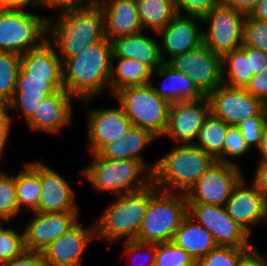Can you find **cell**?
<instances>
[{"instance_id":"1","label":"cell","mask_w":267,"mask_h":266,"mask_svg":"<svg viewBox=\"0 0 267 266\" xmlns=\"http://www.w3.org/2000/svg\"><path fill=\"white\" fill-rule=\"evenodd\" d=\"M113 45L107 37L81 53L62 60L63 88L85 107L97 94L109 91Z\"/></svg>"},{"instance_id":"2","label":"cell","mask_w":267,"mask_h":266,"mask_svg":"<svg viewBox=\"0 0 267 266\" xmlns=\"http://www.w3.org/2000/svg\"><path fill=\"white\" fill-rule=\"evenodd\" d=\"M47 40L54 44L60 59L81 53L105 38L104 18L95 1L79 9L59 12L47 19ZM52 41V42H51Z\"/></svg>"},{"instance_id":"3","label":"cell","mask_w":267,"mask_h":266,"mask_svg":"<svg viewBox=\"0 0 267 266\" xmlns=\"http://www.w3.org/2000/svg\"><path fill=\"white\" fill-rule=\"evenodd\" d=\"M175 145L156 161L152 183L162 191L186 194L217 161L194 143Z\"/></svg>"},{"instance_id":"4","label":"cell","mask_w":267,"mask_h":266,"mask_svg":"<svg viewBox=\"0 0 267 266\" xmlns=\"http://www.w3.org/2000/svg\"><path fill=\"white\" fill-rule=\"evenodd\" d=\"M150 199L151 184L142 190L116 196L94 221L96 239L106 241L109 247L124 238V241L136 240Z\"/></svg>"},{"instance_id":"5","label":"cell","mask_w":267,"mask_h":266,"mask_svg":"<svg viewBox=\"0 0 267 266\" xmlns=\"http://www.w3.org/2000/svg\"><path fill=\"white\" fill-rule=\"evenodd\" d=\"M92 155L91 165L82 169L81 174L97 192H112L119 196L142 190L152 183V172L141 161Z\"/></svg>"},{"instance_id":"6","label":"cell","mask_w":267,"mask_h":266,"mask_svg":"<svg viewBox=\"0 0 267 266\" xmlns=\"http://www.w3.org/2000/svg\"><path fill=\"white\" fill-rule=\"evenodd\" d=\"M187 215L185 194L162 191L151 183V199L136 241L154 244L172 241L175 231Z\"/></svg>"},{"instance_id":"7","label":"cell","mask_w":267,"mask_h":266,"mask_svg":"<svg viewBox=\"0 0 267 266\" xmlns=\"http://www.w3.org/2000/svg\"><path fill=\"white\" fill-rule=\"evenodd\" d=\"M133 126L149 130L157 138L164 135L170 103L161 98L151 84L129 86L114 95Z\"/></svg>"},{"instance_id":"8","label":"cell","mask_w":267,"mask_h":266,"mask_svg":"<svg viewBox=\"0 0 267 266\" xmlns=\"http://www.w3.org/2000/svg\"><path fill=\"white\" fill-rule=\"evenodd\" d=\"M23 7L0 6V52L22 55L47 40V19Z\"/></svg>"},{"instance_id":"9","label":"cell","mask_w":267,"mask_h":266,"mask_svg":"<svg viewBox=\"0 0 267 266\" xmlns=\"http://www.w3.org/2000/svg\"><path fill=\"white\" fill-rule=\"evenodd\" d=\"M245 17V14L221 1L202 18V24H208L203 30V44L221 56L240 48Z\"/></svg>"},{"instance_id":"10","label":"cell","mask_w":267,"mask_h":266,"mask_svg":"<svg viewBox=\"0 0 267 266\" xmlns=\"http://www.w3.org/2000/svg\"><path fill=\"white\" fill-rule=\"evenodd\" d=\"M242 172L240 166L217 161L185 194L187 204L225 206L233 189L244 177Z\"/></svg>"},{"instance_id":"11","label":"cell","mask_w":267,"mask_h":266,"mask_svg":"<svg viewBox=\"0 0 267 266\" xmlns=\"http://www.w3.org/2000/svg\"><path fill=\"white\" fill-rule=\"evenodd\" d=\"M166 63L174 70L188 75L198 90L208 96L222 85V58L202 44L200 47L172 57Z\"/></svg>"},{"instance_id":"12","label":"cell","mask_w":267,"mask_h":266,"mask_svg":"<svg viewBox=\"0 0 267 266\" xmlns=\"http://www.w3.org/2000/svg\"><path fill=\"white\" fill-rule=\"evenodd\" d=\"M188 216L211 233L217 246L255 248L250 234L228 215L225 206L188 204Z\"/></svg>"},{"instance_id":"13","label":"cell","mask_w":267,"mask_h":266,"mask_svg":"<svg viewBox=\"0 0 267 266\" xmlns=\"http://www.w3.org/2000/svg\"><path fill=\"white\" fill-rule=\"evenodd\" d=\"M211 113L229 125L237 126L252 116H257L266 105L245 88L220 85L208 96Z\"/></svg>"},{"instance_id":"14","label":"cell","mask_w":267,"mask_h":266,"mask_svg":"<svg viewBox=\"0 0 267 266\" xmlns=\"http://www.w3.org/2000/svg\"><path fill=\"white\" fill-rule=\"evenodd\" d=\"M210 113L211 105L207 96L171 103L164 135L171 137L176 144L194 143Z\"/></svg>"},{"instance_id":"15","label":"cell","mask_w":267,"mask_h":266,"mask_svg":"<svg viewBox=\"0 0 267 266\" xmlns=\"http://www.w3.org/2000/svg\"><path fill=\"white\" fill-rule=\"evenodd\" d=\"M24 227V244L28 251L42 252L77 222L79 212H39Z\"/></svg>"},{"instance_id":"16","label":"cell","mask_w":267,"mask_h":266,"mask_svg":"<svg viewBox=\"0 0 267 266\" xmlns=\"http://www.w3.org/2000/svg\"><path fill=\"white\" fill-rule=\"evenodd\" d=\"M202 18L177 14L162 30L156 34L160 36V55L163 62L165 56L170 59L200 47L203 44V29L199 27Z\"/></svg>"},{"instance_id":"17","label":"cell","mask_w":267,"mask_h":266,"mask_svg":"<svg viewBox=\"0 0 267 266\" xmlns=\"http://www.w3.org/2000/svg\"><path fill=\"white\" fill-rule=\"evenodd\" d=\"M87 118L91 154H96L105 144L121 139L132 126L120 105L89 110Z\"/></svg>"},{"instance_id":"18","label":"cell","mask_w":267,"mask_h":266,"mask_svg":"<svg viewBox=\"0 0 267 266\" xmlns=\"http://www.w3.org/2000/svg\"><path fill=\"white\" fill-rule=\"evenodd\" d=\"M93 239H96L95 223L88 228L76 223L50 243L42 254L48 266H80L82 256Z\"/></svg>"},{"instance_id":"19","label":"cell","mask_w":267,"mask_h":266,"mask_svg":"<svg viewBox=\"0 0 267 266\" xmlns=\"http://www.w3.org/2000/svg\"><path fill=\"white\" fill-rule=\"evenodd\" d=\"M243 177L225 204L228 215L251 235V225L267 222V201L252 183Z\"/></svg>"},{"instance_id":"20","label":"cell","mask_w":267,"mask_h":266,"mask_svg":"<svg viewBox=\"0 0 267 266\" xmlns=\"http://www.w3.org/2000/svg\"><path fill=\"white\" fill-rule=\"evenodd\" d=\"M74 97L65 89L47 96L38 107V111L27 123L31 131L60 133L61 128L69 126L72 121V100Z\"/></svg>"},{"instance_id":"21","label":"cell","mask_w":267,"mask_h":266,"mask_svg":"<svg viewBox=\"0 0 267 266\" xmlns=\"http://www.w3.org/2000/svg\"><path fill=\"white\" fill-rule=\"evenodd\" d=\"M39 212H78L74 189L65 178L40 162Z\"/></svg>"},{"instance_id":"22","label":"cell","mask_w":267,"mask_h":266,"mask_svg":"<svg viewBox=\"0 0 267 266\" xmlns=\"http://www.w3.org/2000/svg\"><path fill=\"white\" fill-rule=\"evenodd\" d=\"M104 18V33L110 41L143 31L135 0H96Z\"/></svg>"},{"instance_id":"23","label":"cell","mask_w":267,"mask_h":266,"mask_svg":"<svg viewBox=\"0 0 267 266\" xmlns=\"http://www.w3.org/2000/svg\"><path fill=\"white\" fill-rule=\"evenodd\" d=\"M20 67L26 72V77H48V81L58 90L64 89L62 60L50 41L45 40L39 47L23 53Z\"/></svg>"},{"instance_id":"24","label":"cell","mask_w":267,"mask_h":266,"mask_svg":"<svg viewBox=\"0 0 267 266\" xmlns=\"http://www.w3.org/2000/svg\"><path fill=\"white\" fill-rule=\"evenodd\" d=\"M158 138L149 130L131 126L128 132L118 141L105 144L97 154L101 158L122 160L132 159L141 161L151 172H153L156 161L148 165L141 156L142 151Z\"/></svg>"},{"instance_id":"25","label":"cell","mask_w":267,"mask_h":266,"mask_svg":"<svg viewBox=\"0 0 267 266\" xmlns=\"http://www.w3.org/2000/svg\"><path fill=\"white\" fill-rule=\"evenodd\" d=\"M143 32L120 36L112 40V58L135 59L155 71L164 63L160 55L159 42Z\"/></svg>"},{"instance_id":"26","label":"cell","mask_w":267,"mask_h":266,"mask_svg":"<svg viewBox=\"0 0 267 266\" xmlns=\"http://www.w3.org/2000/svg\"><path fill=\"white\" fill-rule=\"evenodd\" d=\"M154 75L158 78L161 77L163 81H161L160 87H157L151 80L152 88L170 104L180 101L197 100L204 97L188 75L174 70L166 62L155 71H152V78Z\"/></svg>"},{"instance_id":"27","label":"cell","mask_w":267,"mask_h":266,"mask_svg":"<svg viewBox=\"0 0 267 266\" xmlns=\"http://www.w3.org/2000/svg\"><path fill=\"white\" fill-rule=\"evenodd\" d=\"M172 242L183 248L195 261L217 247L211 233L188 215L175 231Z\"/></svg>"},{"instance_id":"28","label":"cell","mask_w":267,"mask_h":266,"mask_svg":"<svg viewBox=\"0 0 267 266\" xmlns=\"http://www.w3.org/2000/svg\"><path fill=\"white\" fill-rule=\"evenodd\" d=\"M117 60V64L114 63ZM152 70L141 61L127 58H112L109 93L113 96L117 91L129 86L150 84Z\"/></svg>"},{"instance_id":"29","label":"cell","mask_w":267,"mask_h":266,"mask_svg":"<svg viewBox=\"0 0 267 266\" xmlns=\"http://www.w3.org/2000/svg\"><path fill=\"white\" fill-rule=\"evenodd\" d=\"M25 169L18 172L15 176L16 194L18 208L22 212V207L26 206L24 211H39V201L41 197L40 183V162L32 161L25 163Z\"/></svg>"},{"instance_id":"30","label":"cell","mask_w":267,"mask_h":266,"mask_svg":"<svg viewBox=\"0 0 267 266\" xmlns=\"http://www.w3.org/2000/svg\"><path fill=\"white\" fill-rule=\"evenodd\" d=\"M141 25L156 33L176 15L175 0H135Z\"/></svg>"},{"instance_id":"31","label":"cell","mask_w":267,"mask_h":266,"mask_svg":"<svg viewBox=\"0 0 267 266\" xmlns=\"http://www.w3.org/2000/svg\"><path fill=\"white\" fill-rule=\"evenodd\" d=\"M229 126L221 118L210 113L200 128L194 144L211 155L216 161L223 162V144Z\"/></svg>"},{"instance_id":"32","label":"cell","mask_w":267,"mask_h":266,"mask_svg":"<svg viewBox=\"0 0 267 266\" xmlns=\"http://www.w3.org/2000/svg\"><path fill=\"white\" fill-rule=\"evenodd\" d=\"M221 58L222 84L231 88H245L249 83V57H246V45L226 52Z\"/></svg>"},{"instance_id":"33","label":"cell","mask_w":267,"mask_h":266,"mask_svg":"<svg viewBox=\"0 0 267 266\" xmlns=\"http://www.w3.org/2000/svg\"><path fill=\"white\" fill-rule=\"evenodd\" d=\"M21 55L0 52V100L9 102L15 92Z\"/></svg>"},{"instance_id":"34","label":"cell","mask_w":267,"mask_h":266,"mask_svg":"<svg viewBox=\"0 0 267 266\" xmlns=\"http://www.w3.org/2000/svg\"><path fill=\"white\" fill-rule=\"evenodd\" d=\"M18 208L15 176L0 170V220L8 226L11 220L20 214Z\"/></svg>"},{"instance_id":"35","label":"cell","mask_w":267,"mask_h":266,"mask_svg":"<svg viewBox=\"0 0 267 266\" xmlns=\"http://www.w3.org/2000/svg\"><path fill=\"white\" fill-rule=\"evenodd\" d=\"M255 249L217 246L197 262L200 266H239L243 259Z\"/></svg>"},{"instance_id":"36","label":"cell","mask_w":267,"mask_h":266,"mask_svg":"<svg viewBox=\"0 0 267 266\" xmlns=\"http://www.w3.org/2000/svg\"><path fill=\"white\" fill-rule=\"evenodd\" d=\"M196 261L172 241L156 243L154 266H191Z\"/></svg>"},{"instance_id":"37","label":"cell","mask_w":267,"mask_h":266,"mask_svg":"<svg viewBox=\"0 0 267 266\" xmlns=\"http://www.w3.org/2000/svg\"><path fill=\"white\" fill-rule=\"evenodd\" d=\"M26 250L24 232L18 233L15 229L0 227V266L20 256Z\"/></svg>"},{"instance_id":"38","label":"cell","mask_w":267,"mask_h":266,"mask_svg":"<svg viewBox=\"0 0 267 266\" xmlns=\"http://www.w3.org/2000/svg\"><path fill=\"white\" fill-rule=\"evenodd\" d=\"M267 54V20L246 16L243 26V44Z\"/></svg>"},{"instance_id":"39","label":"cell","mask_w":267,"mask_h":266,"mask_svg":"<svg viewBox=\"0 0 267 266\" xmlns=\"http://www.w3.org/2000/svg\"><path fill=\"white\" fill-rule=\"evenodd\" d=\"M57 91L48 77H26V72L20 67L14 94H54Z\"/></svg>"},{"instance_id":"40","label":"cell","mask_w":267,"mask_h":266,"mask_svg":"<svg viewBox=\"0 0 267 266\" xmlns=\"http://www.w3.org/2000/svg\"><path fill=\"white\" fill-rule=\"evenodd\" d=\"M266 123L267 107H265L257 116L249 117L237 125L241 131L243 139L250 149L252 146H256V148L258 147Z\"/></svg>"},{"instance_id":"41","label":"cell","mask_w":267,"mask_h":266,"mask_svg":"<svg viewBox=\"0 0 267 266\" xmlns=\"http://www.w3.org/2000/svg\"><path fill=\"white\" fill-rule=\"evenodd\" d=\"M250 150L237 126L230 125L223 144V163L238 165L229 157H241Z\"/></svg>"},{"instance_id":"42","label":"cell","mask_w":267,"mask_h":266,"mask_svg":"<svg viewBox=\"0 0 267 266\" xmlns=\"http://www.w3.org/2000/svg\"><path fill=\"white\" fill-rule=\"evenodd\" d=\"M52 94H13L8 102L10 110H17L27 124L38 111V107L47 96Z\"/></svg>"},{"instance_id":"43","label":"cell","mask_w":267,"mask_h":266,"mask_svg":"<svg viewBox=\"0 0 267 266\" xmlns=\"http://www.w3.org/2000/svg\"><path fill=\"white\" fill-rule=\"evenodd\" d=\"M220 2V0H175V5L179 15L203 18Z\"/></svg>"},{"instance_id":"44","label":"cell","mask_w":267,"mask_h":266,"mask_svg":"<svg viewBox=\"0 0 267 266\" xmlns=\"http://www.w3.org/2000/svg\"><path fill=\"white\" fill-rule=\"evenodd\" d=\"M123 246H124L123 254L127 255L128 259L133 261V257L136 258V255L139 257L140 253L142 255H143V253H146L145 255H147L146 257L148 260L144 259L145 260L144 262L142 260L144 266H154L155 255H156V244L143 243V242H139L136 240H132V241H124ZM145 255H143V256H145ZM138 257H137V259H138ZM143 264H141V265H143ZM137 266H138V264H137Z\"/></svg>"},{"instance_id":"45","label":"cell","mask_w":267,"mask_h":266,"mask_svg":"<svg viewBox=\"0 0 267 266\" xmlns=\"http://www.w3.org/2000/svg\"><path fill=\"white\" fill-rule=\"evenodd\" d=\"M92 0H36V7H46L64 12L72 9H79L88 6Z\"/></svg>"},{"instance_id":"46","label":"cell","mask_w":267,"mask_h":266,"mask_svg":"<svg viewBox=\"0 0 267 266\" xmlns=\"http://www.w3.org/2000/svg\"><path fill=\"white\" fill-rule=\"evenodd\" d=\"M10 111L8 102H5L3 100H0V160L1 156L4 152L8 137L10 136V126H12V119L10 114L8 113Z\"/></svg>"},{"instance_id":"47","label":"cell","mask_w":267,"mask_h":266,"mask_svg":"<svg viewBox=\"0 0 267 266\" xmlns=\"http://www.w3.org/2000/svg\"><path fill=\"white\" fill-rule=\"evenodd\" d=\"M245 89L267 105V67L263 72L254 75Z\"/></svg>"},{"instance_id":"48","label":"cell","mask_w":267,"mask_h":266,"mask_svg":"<svg viewBox=\"0 0 267 266\" xmlns=\"http://www.w3.org/2000/svg\"><path fill=\"white\" fill-rule=\"evenodd\" d=\"M1 266H48L42 252L25 250L20 256L14 257Z\"/></svg>"},{"instance_id":"49","label":"cell","mask_w":267,"mask_h":266,"mask_svg":"<svg viewBox=\"0 0 267 266\" xmlns=\"http://www.w3.org/2000/svg\"><path fill=\"white\" fill-rule=\"evenodd\" d=\"M246 57H249V81L254 76L263 72L267 67V54L259 49L246 46Z\"/></svg>"},{"instance_id":"50","label":"cell","mask_w":267,"mask_h":266,"mask_svg":"<svg viewBox=\"0 0 267 266\" xmlns=\"http://www.w3.org/2000/svg\"><path fill=\"white\" fill-rule=\"evenodd\" d=\"M255 169L252 183L267 201V161H259Z\"/></svg>"},{"instance_id":"51","label":"cell","mask_w":267,"mask_h":266,"mask_svg":"<svg viewBox=\"0 0 267 266\" xmlns=\"http://www.w3.org/2000/svg\"><path fill=\"white\" fill-rule=\"evenodd\" d=\"M259 0H223L222 2L232 7L235 10H239L241 13L248 15L254 9L256 3Z\"/></svg>"},{"instance_id":"52","label":"cell","mask_w":267,"mask_h":266,"mask_svg":"<svg viewBox=\"0 0 267 266\" xmlns=\"http://www.w3.org/2000/svg\"><path fill=\"white\" fill-rule=\"evenodd\" d=\"M257 248L250 252L239 266H267V262Z\"/></svg>"},{"instance_id":"53","label":"cell","mask_w":267,"mask_h":266,"mask_svg":"<svg viewBox=\"0 0 267 266\" xmlns=\"http://www.w3.org/2000/svg\"><path fill=\"white\" fill-rule=\"evenodd\" d=\"M246 16H253L260 20H267V0H259L251 13Z\"/></svg>"},{"instance_id":"54","label":"cell","mask_w":267,"mask_h":266,"mask_svg":"<svg viewBox=\"0 0 267 266\" xmlns=\"http://www.w3.org/2000/svg\"><path fill=\"white\" fill-rule=\"evenodd\" d=\"M30 5L36 7V0H0V6L3 7H26Z\"/></svg>"},{"instance_id":"55","label":"cell","mask_w":267,"mask_h":266,"mask_svg":"<svg viewBox=\"0 0 267 266\" xmlns=\"http://www.w3.org/2000/svg\"><path fill=\"white\" fill-rule=\"evenodd\" d=\"M257 150L260 153V161H267V123L263 129L262 137Z\"/></svg>"},{"instance_id":"56","label":"cell","mask_w":267,"mask_h":266,"mask_svg":"<svg viewBox=\"0 0 267 266\" xmlns=\"http://www.w3.org/2000/svg\"><path fill=\"white\" fill-rule=\"evenodd\" d=\"M191 266H200V264L196 261V262L193 263Z\"/></svg>"}]
</instances>
